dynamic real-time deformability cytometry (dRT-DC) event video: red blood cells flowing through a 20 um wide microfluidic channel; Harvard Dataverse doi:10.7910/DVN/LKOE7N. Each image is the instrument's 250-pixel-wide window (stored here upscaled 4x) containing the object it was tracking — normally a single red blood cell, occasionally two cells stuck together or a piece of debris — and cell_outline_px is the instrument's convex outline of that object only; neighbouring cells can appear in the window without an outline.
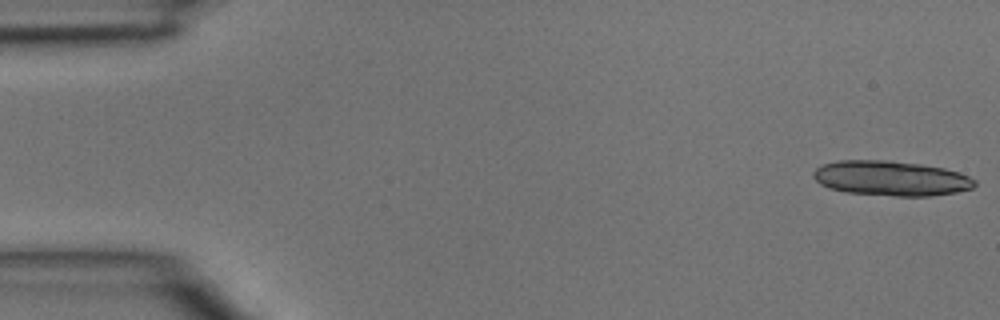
{"species": "common noctule bat (a hibernating species)", "species_latin": "Nyctalus noctula", "temperature_condition": "room temperature", "stored_images_in_passage": 28, "segment_of_instrument_passage": [1, 2], "camera_frame_rate_fps": 3000, "um_per_image_px": 0.085, "animal": {"sex": "male", "body_mass_g": 15.6}, "frame": {"image": 1, "passage_image": 1, "time_ms": 0.0, "image_size_px": [1000, 320], "cell_outline_px": [[976, 184], [972, 188], [956, 192], [932, 196], [896, 196], [848, 192], [828, 188], [820, 184], [812, 176], [812, 172], [816, 168], [824, 164], [840, 160], [884, 160], [920, 164], [944, 168], [968, 176], [976, 180]], "centroid_in_image_um": [75.72, 15.16], "position_along_channel_um": 9.3, "area_um2": 32.71}}